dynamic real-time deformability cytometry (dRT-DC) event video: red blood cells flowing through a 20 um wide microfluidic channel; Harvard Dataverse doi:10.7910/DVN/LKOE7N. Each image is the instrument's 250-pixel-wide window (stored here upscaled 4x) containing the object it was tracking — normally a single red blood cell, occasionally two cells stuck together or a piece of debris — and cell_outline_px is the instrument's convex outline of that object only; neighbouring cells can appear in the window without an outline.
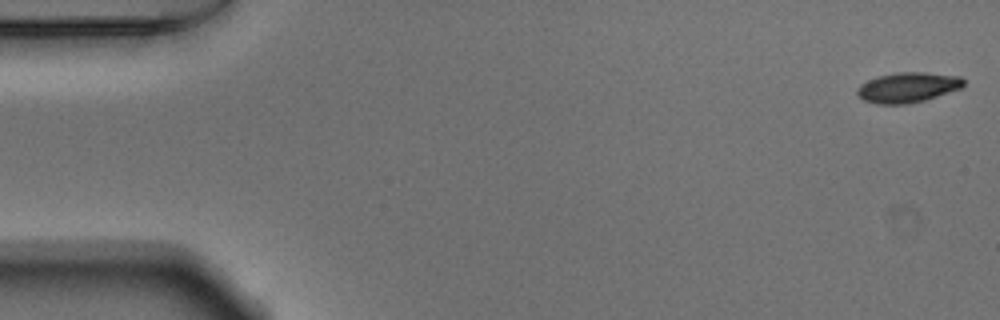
{"species": "Egyptian fruit bat (a non-hibernating species)", "species_latin": "Rousettus aegyptiacus", "temperature_condition": "warm", "stored_images_in_passage": 52, "camera_frame_rate_fps": 3000, "um_per_image_px": 0.085, "animal": {"sex": "male"}, "frame": {"image": 1, "passage_image": 1, "time_ms": 0.0, "image_size_px": [1000, 320], "cell_outline_px": [[964, 84], [960, 88], [924, 100], [908, 104], [876, 104], [864, 100], [856, 92], [856, 88], [860, 84], [868, 80], [880, 76], [896, 72], [924, 72], [960, 76], [964, 80]], "centroid_in_image_um": [77.13, 7.42], "position_along_channel_um": 7.9, "area_um2": 18.55}}
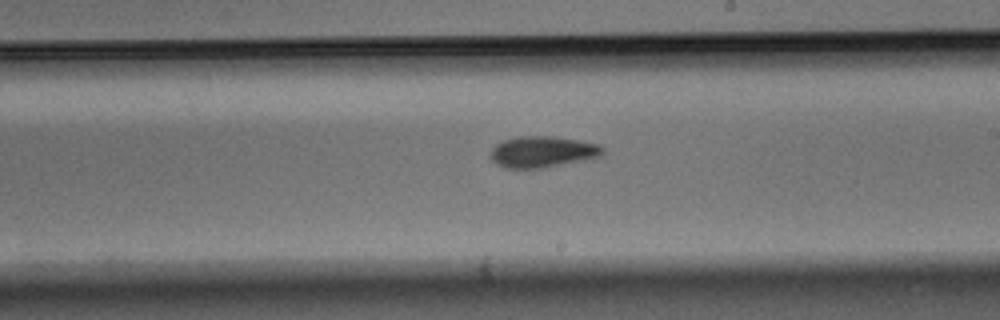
{"frame": {"image": 2, "passage_image": 30, "time_ms": 9.667, "image_size_px": [1000, 320], "cell_outline_px": [[604, 152], [600, 156], [584, 160], [540, 168], [504, 168], [496, 164], [488, 156], [492, 148], [496, 144], [504, 140], [516, 136], [556, 136], [600, 144], [604, 148]], "centroid_in_image_um": [46.09, 12.89], "position_along_channel_um": 242.9, "area_um2": 20.58}}
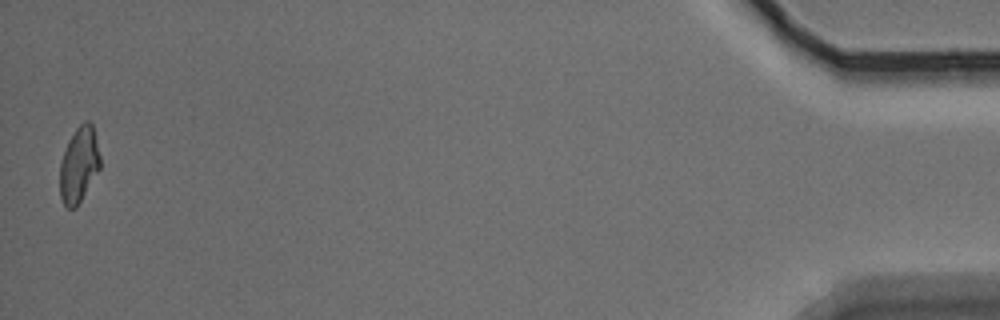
{"frame": {"image": 3, "passage_image": 52, "time_ms": 17.0, "image_size_px": [1000, 320], "cell_outline_px": [[100, 168], [76, 208], [68, 208], [64, 204], [60, 196], [60, 160], [68, 140], [76, 128], [84, 120], [88, 120], [92, 124], [100, 156]], "centroid_in_image_um": [6.7, 13.99], "position_along_channel_um": 428.5, "area_um2": 17.69}, "authors_computed_cell_mechanics": {"area_um2": 19.2474, "velocity_mm_per_s": 3.8196, "shape_relaxation_time_tau1_ms": 5.2508, "shape_relaxation_time_tau2_ms": 4.817, "deformation_change_tau1": 0.1373, "deformation_change_tau2": 0.1119}}